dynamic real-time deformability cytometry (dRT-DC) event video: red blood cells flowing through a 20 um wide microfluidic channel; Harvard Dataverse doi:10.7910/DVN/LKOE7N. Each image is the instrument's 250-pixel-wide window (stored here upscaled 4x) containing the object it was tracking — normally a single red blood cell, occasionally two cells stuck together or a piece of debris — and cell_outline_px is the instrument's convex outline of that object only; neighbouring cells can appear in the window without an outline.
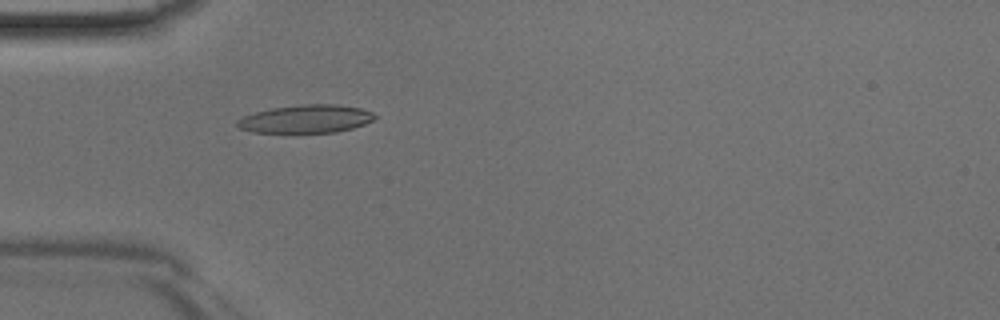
{"species": "Egyptian fruit bat (a non-hibernating species)", "species_latin": "Rousettus aegyptiacus", "temperature_condition": "room temperature", "stored_images_in_passage": 46, "camera_frame_rate_fps": 3000, "um_per_image_px": 0.085, "animal": {"sex": "male"}, "frame": {"image": 1, "passage_image": 14, "time_ms": 4.333, "image_size_px": [1000, 320], "cell_outline_px": [[376, 116], [372, 120], [364, 124], [352, 128], [336, 132], [292, 136], [252, 132], [240, 128], [236, 124], [236, 120], [244, 116], [256, 112], [272, 108], [304, 104], [336, 104], [360, 108], [372, 112]], "centroid_in_image_um": [25.95, 10.17], "position_along_channel_um": 59.1, "area_um2": 23.47}}
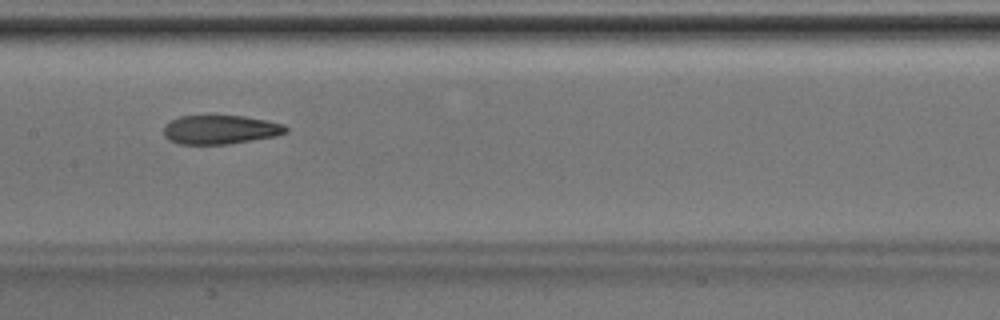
{"frame": {"image": 2, "passage_image": 23, "time_ms": 7.333, "image_size_px": [1000, 320], "cell_outline_px": [[288, 132], [276, 136], [228, 144], [180, 144], [168, 140], [164, 136], [164, 124], [180, 116], [244, 116], [268, 120], [284, 124], [288, 128]], "centroid_in_image_um": [18.74, 11.02], "position_along_channel_um": 188.7, "area_um2": 20.69}}
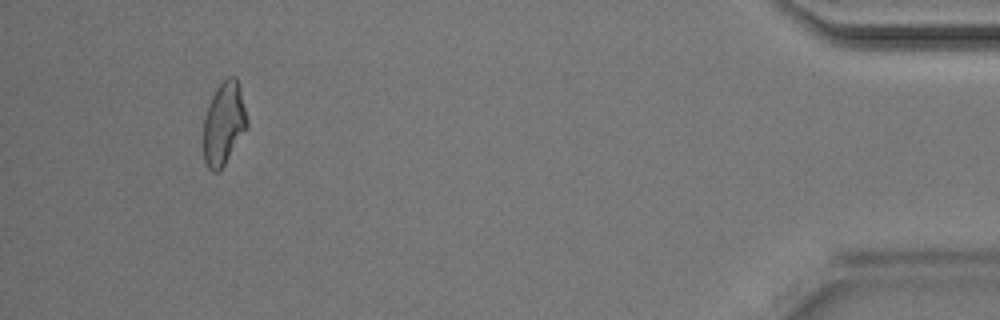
{"frame": {"image": 3, "passage_image": 43, "time_ms": 14.0, "image_size_px": [1000, 320], "cell_outline_px": [[248, 128], [224, 164], [216, 172], [212, 172], [208, 168], [204, 160], [204, 116], [208, 104], [216, 88], [228, 76], [236, 76], [240, 88], [248, 120]], "centroid_in_image_um": [19.03, 10.48], "position_along_channel_um": 416.2, "area_um2": 21.04}}